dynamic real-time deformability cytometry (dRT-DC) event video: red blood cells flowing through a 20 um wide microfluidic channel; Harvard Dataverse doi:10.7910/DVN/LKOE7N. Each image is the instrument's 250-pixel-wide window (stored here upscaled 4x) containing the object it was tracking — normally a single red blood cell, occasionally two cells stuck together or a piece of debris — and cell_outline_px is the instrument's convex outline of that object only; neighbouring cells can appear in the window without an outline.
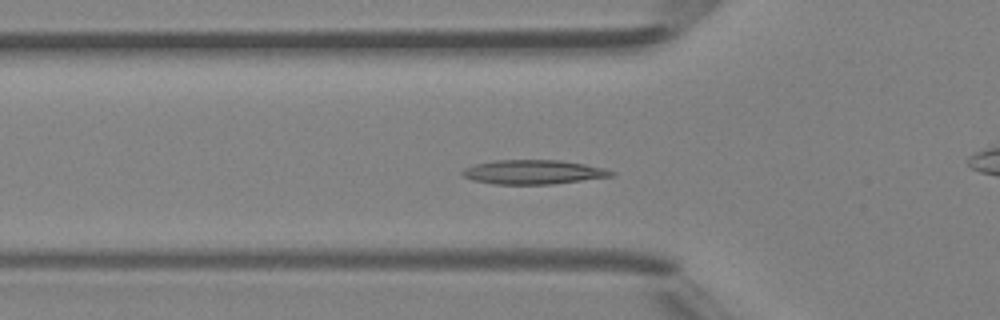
{"species": "Egyptian fruit bat (a non-hibernating species)", "species_latin": "Rousettus aegyptiacus", "temperature_condition": "room temperature", "stored_images_in_passage": 47, "camera_frame_rate_fps": 3000, "um_per_image_px": 0.085, "animal": {"sex": "female"}, "frame": {"image": 1, "passage_image": 15, "time_ms": 4.667, "image_size_px": [1000, 320], "cell_outline_px": [[616, 172], [612, 176], [552, 184], [496, 184], [472, 180], [464, 176], [460, 172], [464, 168], [476, 164], [496, 160], [560, 160], [584, 164], [604, 168]], "centroid_in_image_um": [45.32, 14.62], "position_along_channel_um": 80.5, "area_um2": 20.87}}
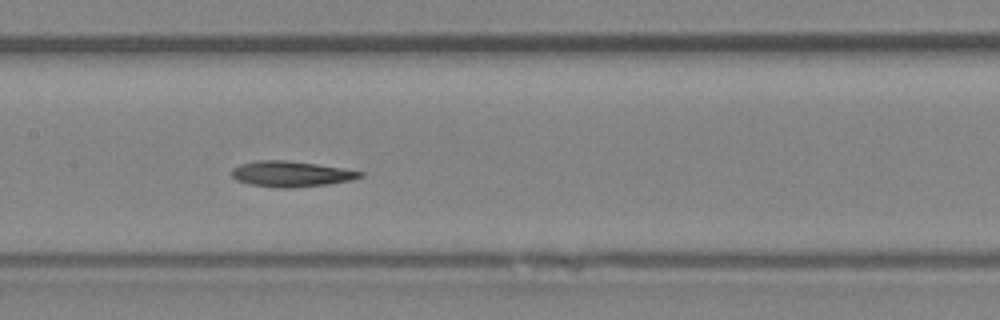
{"frame": {"image": 2, "passage_image": 22, "time_ms": 7.0, "image_size_px": [1000, 320], "cell_outline_px": [[364, 176], [352, 180], [328, 184], [292, 188], [276, 188], [248, 184], [236, 180], [232, 176], [232, 168], [240, 164], [256, 160], [284, 160], [316, 164], [364, 172]], "centroid_in_image_um": [24.71, 14.79], "position_along_channel_um": 182.7, "area_um2": 19.25}}
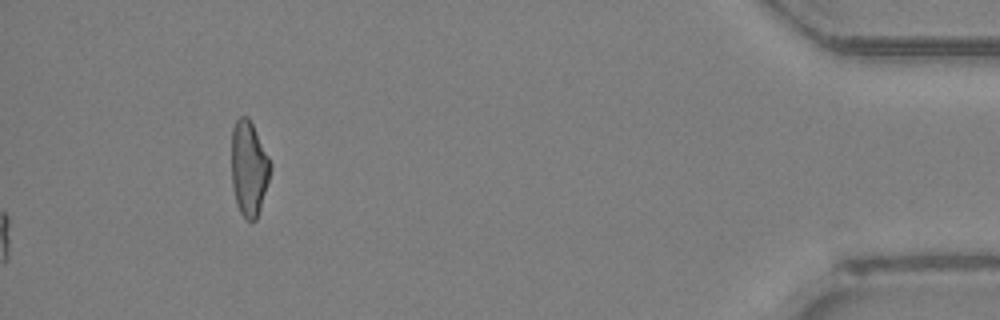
{"frame": {"image": 3, "passage_image": 47, "time_ms": 15.333, "image_size_px": [1000, 320], "cell_outline_px": [[272, 168], [260, 208], [256, 220], [248, 220], [240, 212], [236, 204], [232, 184], [232, 128], [236, 120], [240, 116], [248, 116], [272, 164]], "centroid_in_image_um": [21.15, 14.3], "position_along_channel_um": 414.0, "area_um2": 21.33}, "authors_computed_cell_mechanics": {"area_um2": 19.2474, "velocity_mm_per_s": 4.3877, "shape_relaxation_time_tau1_ms": 6.3394, "shape_relaxation_time_tau2_ms": 4.5538, "deformation_change_tau1": 0.1595, "deformation_change_tau2": 0.1102}}